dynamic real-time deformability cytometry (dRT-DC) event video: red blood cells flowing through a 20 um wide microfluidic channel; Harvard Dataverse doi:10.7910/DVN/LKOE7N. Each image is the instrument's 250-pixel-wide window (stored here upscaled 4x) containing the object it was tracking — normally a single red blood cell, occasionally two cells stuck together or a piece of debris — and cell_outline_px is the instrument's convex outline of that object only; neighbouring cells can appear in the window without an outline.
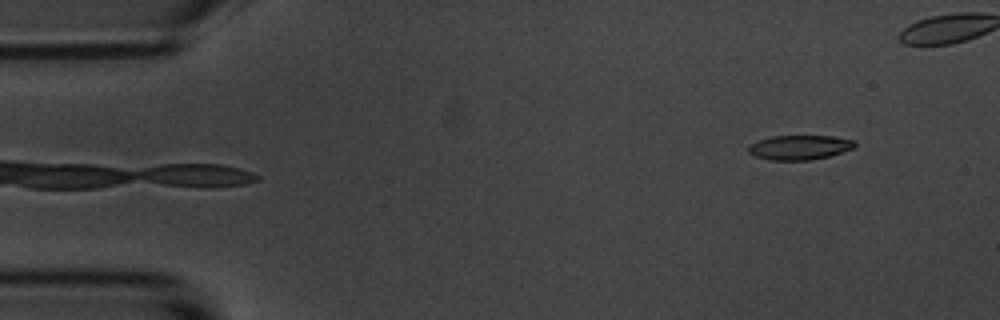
{"species": "common noctule bat (a hibernating species)", "species_latin": "Nyctalus noctula", "temperature_condition": "room temperature", "stored_images_in_passage": 7, "camera_frame_rate_fps": 3000, "um_per_image_px": 0.085, "animal": {"sex": "male", "body_mass_g": 20.1, "forearm_length_mm": 53.5}, "frame": {"image": 1, "passage_image": 1, "time_ms": 0.0, "image_size_px": [1000, 320], "cell_outline_px": [[856, 148], [828, 156], [812, 160], [768, 160], [756, 156], [748, 152], [748, 144], [756, 140], [772, 136], [832, 136], [852, 140], [856, 144]], "centroid_in_image_um": [67.93, 12.53], "position_along_channel_um": 17.1, "area_um2": 15.32}}